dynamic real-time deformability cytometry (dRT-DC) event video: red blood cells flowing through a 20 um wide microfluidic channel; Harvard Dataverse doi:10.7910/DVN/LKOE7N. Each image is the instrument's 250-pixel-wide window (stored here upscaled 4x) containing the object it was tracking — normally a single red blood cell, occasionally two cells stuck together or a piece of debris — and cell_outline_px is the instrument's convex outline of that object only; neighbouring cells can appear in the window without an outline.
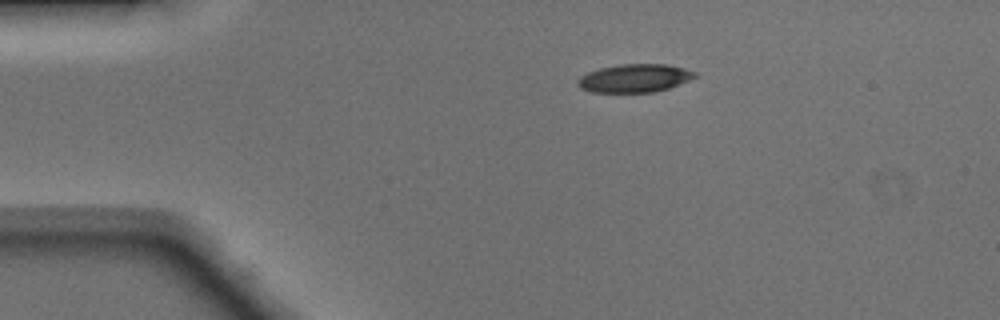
{"species": "Egyptian fruit bat (a non-hibernating species)", "species_latin": "Rousettus aegyptiacus", "temperature_condition": "warm", "stored_images_in_passage": 40, "camera_frame_rate_fps": 3000, "um_per_image_px": 0.085, "animal": {"sex": "male"}, "frame": {"image": 1, "passage_image": 1, "time_ms": 0.0, "image_size_px": [1000, 320], "cell_outline_px": [[696, 76], [688, 80], [668, 88], [652, 92], [592, 92], [580, 88], [576, 84], [576, 80], [580, 76], [588, 72], [600, 68], [620, 64], [668, 64], [684, 68], [696, 72]], "centroid_in_image_um": [53.9, 6.64], "position_along_channel_um": 31.1, "area_um2": 19.19}}
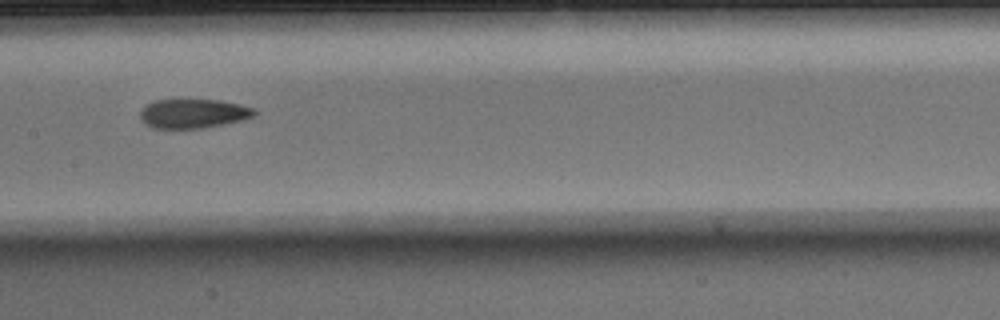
{"frame": {"image": 2, "passage_image": 16, "time_ms": 5.0, "image_size_px": [1000, 320], "cell_outline_px": [[256, 116], [224, 124], [200, 128], [152, 128], [144, 124], [140, 120], [140, 112], [148, 104], [156, 100], [220, 100], [240, 104], [256, 108]], "centroid_in_image_um": [16.45, 9.65], "position_along_channel_um": 191.0, "area_um2": 19.42}}
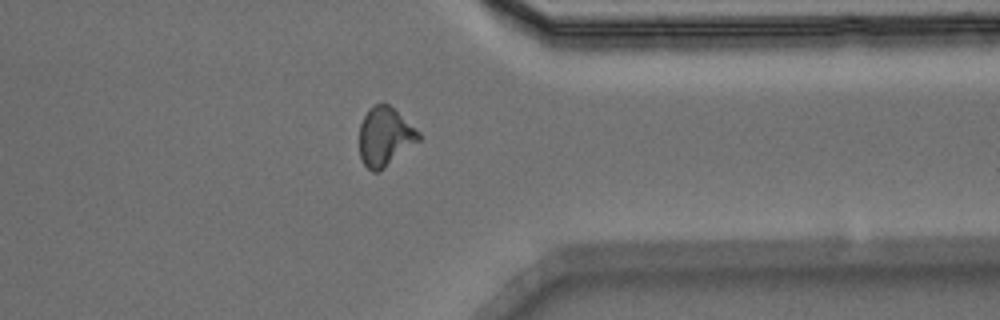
{"frame": {"image": 3, "passage_image": 30, "time_ms": 9.667, "image_size_px": [1000, 320], "cell_outline_px": [[420, 140], [380, 172], [372, 172], [364, 164], [360, 156], [360, 124], [368, 108], [376, 104], [388, 104], [420, 132]], "centroid_in_image_um": [32.71, 11.64], "position_along_channel_um": 378.7, "area_um2": 20.23}, "authors_computed_cell_mechanics": {"area_um2": 19.7965, "velocity_mm_per_s": 4.1557, "shape_relaxation_time_tau1_ms": 7.3354, "shape_relaxation_time_tau2_ms": 2.5999, "deformation_change_tau1": 0.2247, "deformation_change_tau2": 0.102}}